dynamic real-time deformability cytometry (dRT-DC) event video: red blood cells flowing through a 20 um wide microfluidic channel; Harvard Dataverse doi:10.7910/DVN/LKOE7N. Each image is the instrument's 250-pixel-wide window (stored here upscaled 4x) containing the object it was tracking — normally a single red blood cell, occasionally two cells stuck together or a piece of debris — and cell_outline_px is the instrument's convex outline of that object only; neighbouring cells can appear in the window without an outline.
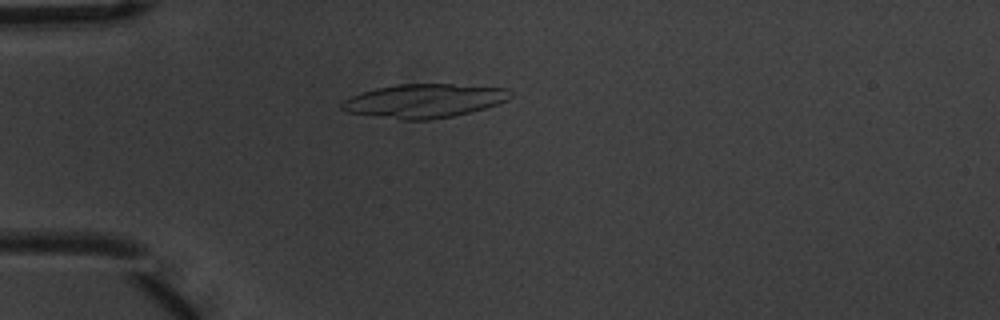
{"species": "common noctule bat (a hibernating species)", "species_latin": "Nyctalus noctula", "temperature_condition": "warm", "stored_images_in_passage": 4, "camera_frame_rate_fps": 3000, "um_per_image_px": 0.085, "animal": {"sex": "male", "body_mass_g": 20.1, "forearm_length_mm": 53.5}, "frame": {"image": 1, "passage_image": 3, "time_ms": 0.667, "image_size_px": [1000, 320], "cell_outline_px": [[512, 96], [508, 100], [472, 112], [432, 120], [404, 120], [348, 112], [340, 108], [340, 104], [344, 100], [352, 96], [376, 88], [396, 84], [452, 84], [508, 88], [512, 92]], "centroid_in_image_um": [36.09, 8.57], "position_along_channel_um": 48.9, "area_um2": 33.12}}